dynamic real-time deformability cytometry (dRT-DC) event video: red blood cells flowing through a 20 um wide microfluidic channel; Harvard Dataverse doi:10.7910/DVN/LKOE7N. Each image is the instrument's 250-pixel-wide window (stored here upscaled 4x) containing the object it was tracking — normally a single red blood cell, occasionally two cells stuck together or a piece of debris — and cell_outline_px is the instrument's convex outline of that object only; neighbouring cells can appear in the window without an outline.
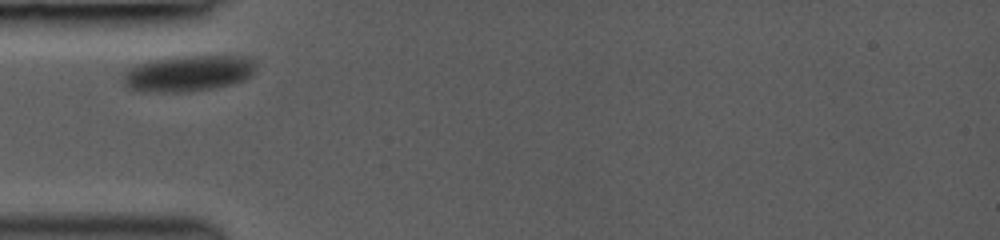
{"species": "common noctule bat (a hibernating species)", "species_latin": "Nyctalus noctula", "temperature_condition": "room temperature", "stored_images_in_passage": 31, "camera_frame_rate_fps": 3000, "um_per_image_px": 0.085, "animal": {"sex": "female", "body_mass_g": 19.0, "forearm_length_mm": 53.3}, "frame": {"image": 1, "passage_image": 1, "time_ms": 0.0, "image_size_px": [1000, 240], "cell_outline_px": [[256, 68], [252, 76], [244, 80], [232, 84], [216, 88], [184, 92], [140, 92], [128, 88], [120, 80], [120, 72], [128, 68], [152, 60], [176, 56], [240, 56], [252, 60]], "centroid_in_image_um": [15.92, 6.25], "position_along_channel_um": 69.1, "area_um2": 28.38}}
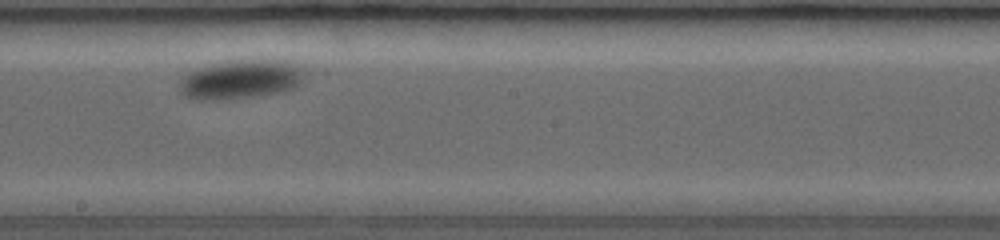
{"frame": {"image": 2, "passage_image": 15, "time_ms": 4.667, "image_size_px": [1000, 240], "cell_outline_px": [[304, 80], [292, 88], [284, 92], [252, 96], [208, 100], [200, 100], [184, 96], [180, 92], [180, 80], [188, 72], [212, 64], [240, 60], [284, 60], [304, 64]], "centroid_in_image_um": [20.54, 6.73], "position_along_channel_um": 227.7, "area_um2": 28.44}}
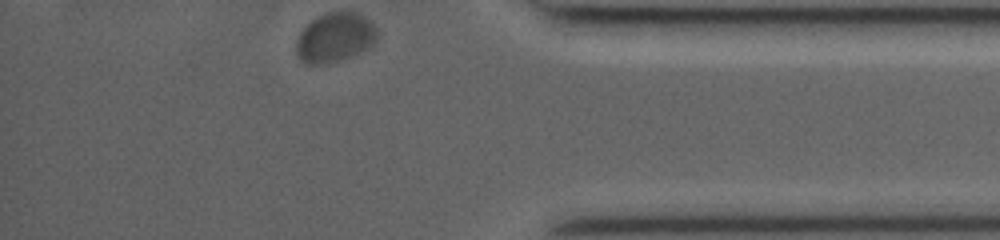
{"frame": {"image": 3, "passage_image": 31, "time_ms": 10.0, "image_size_px": [1000, 240], "cell_outline_px": [[376, 44], [372, 48], [328, 64], [304, 64], [296, 56], [296, 44], [300, 32], [316, 16], [328, 12], [356, 12], [372, 20], [376, 28]], "centroid_in_image_um": [28.49, 3.2], "position_along_channel_um": 406.7, "area_um2": 23.64}}